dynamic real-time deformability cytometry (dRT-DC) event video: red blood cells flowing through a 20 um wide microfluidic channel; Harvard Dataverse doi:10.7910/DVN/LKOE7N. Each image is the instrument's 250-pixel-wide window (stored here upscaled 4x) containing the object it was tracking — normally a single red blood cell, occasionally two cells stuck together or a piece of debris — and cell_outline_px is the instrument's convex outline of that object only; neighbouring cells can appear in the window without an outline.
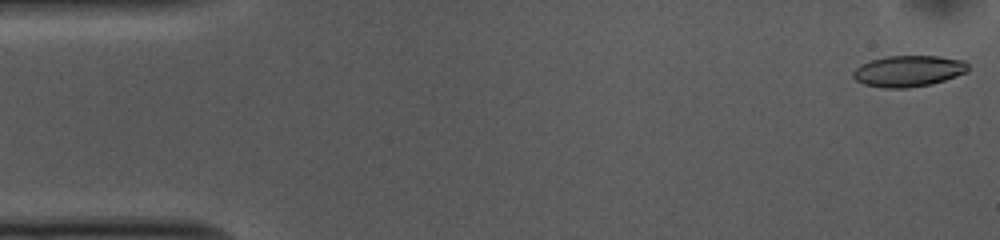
{"species": "common noctule bat (a hibernating species)", "species_latin": "Nyctalus noctula", "temperature_condition": "cold", "stored_images_in_passage": 52, "camera_frame_rate_fps": 3000, "um_per_image_px": 0.085, "animal": {"sex": "female", "body_mass_g": 10.0, "forearm_length_mm": 53.1}, "frame": {"image": 1, "passage_image": 1, "time_ms": 0.0, "image_size_px": [1000, 240], "cell_outline_px": [[968, 72], [932, 84], [908, 88], [884, 88], [864, 84], [856, 80], [852, 76], [852, 72], [860, 64], [872, 60], [888, 56], [940, 56], [964, 60], [968, 64]], "centroid_in_image_um": [77.23, 6.04], "position_along_channel_um": 7.8, "area_um2": 20.98}}
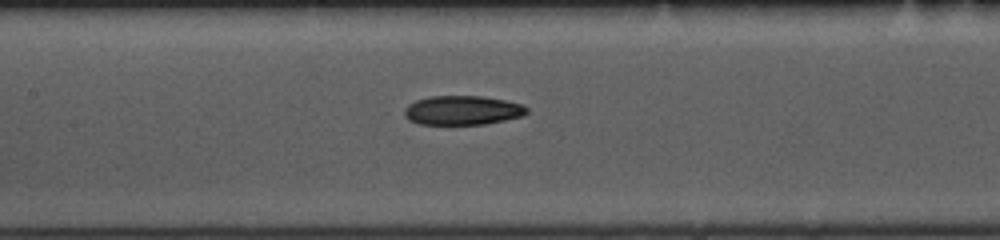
{"frame": {"image": 2, "passage_image": 23, "time_ms": 7.333, "image_size_px": [1000, 240], "cell_outline_px": [[528, 112], [524, 116], [484, 124], [420, 124], [408, 120], [404, 116], [404, 108], [408, 104], [416, 100], [432, 96], [484, 96], [524, 104], [528, 108]], "centroid_in_image_um": [39.32, 9.37], "position_along_channel_um": 168.1, "area_um2": 20.98}}
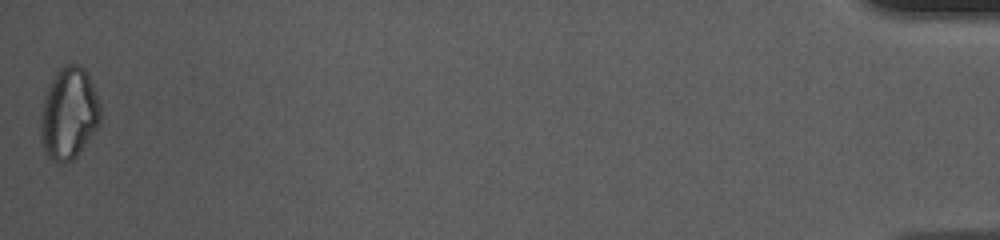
{"frame": {"image": 3, "passage_image": 52, "time_ms": 17.0, "image_size_px": [1000, 240], "cell_outline_px": [[100, 124], [76, 156], [72, 160], [60, 164], [56, 164], [48, 160], [44, 152], [40, 136], [40, 112], [44, 96], [56, 72], [64, 64], [80, 64], [84, 68], [96, 92], [100, 104]], "centroid_in_image_um": [5.82, 9.68], "position_along_channel_um": 429.4, "area_um2": 32.37}, "authors_computed_cell_mechanics": {"area_um2": 21.5594, "velocity_mm_per_s": 3.7401, "shape_relaxation_time_tau1_ms": 7.5926, "shape_relaxation_time_tau2_ms": 8.9576, "deformation_change_tau1": 0.1467, "deformation_change_tau2": 0.1821}}